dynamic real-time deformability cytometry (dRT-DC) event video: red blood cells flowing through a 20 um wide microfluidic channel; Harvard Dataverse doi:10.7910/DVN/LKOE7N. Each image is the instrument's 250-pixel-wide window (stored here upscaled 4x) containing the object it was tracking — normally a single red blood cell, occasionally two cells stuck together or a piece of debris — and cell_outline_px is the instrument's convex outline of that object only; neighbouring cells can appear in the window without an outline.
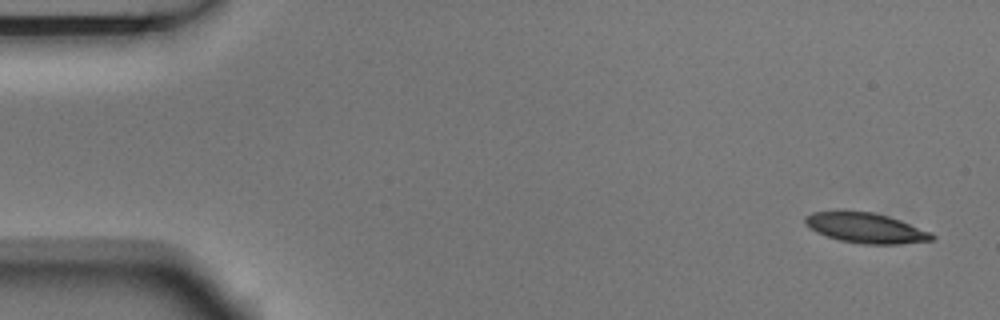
{"species": "Egyptian fruit bat (a non-hibernating species)", "species_latin": "Rousettus aegyptiacus", "temperature_condition": "room temperature", "stored_images_in_passage": 6, "camera_frame_rate_fps": 3000, "um_per_image_px": 0.085, "animal": {"sex": "male"}, "frame": {"image": 1, "passage_image": 1, "time_ms": 0.0, "image_size_px": [1000, 320], "cell_outline_px": [[936, 236], [932, 240], [900, 244], [860, 244], [840, 240], [816, 232], [804, 224], [804, 216], [812, 212], [872, 212], [888, 216], [900, 220], [932, 232]], "centroid_in_image_um": [73.61, 19.39], "position_along_channel_um": 11.4, "area_um2": 22.08}}
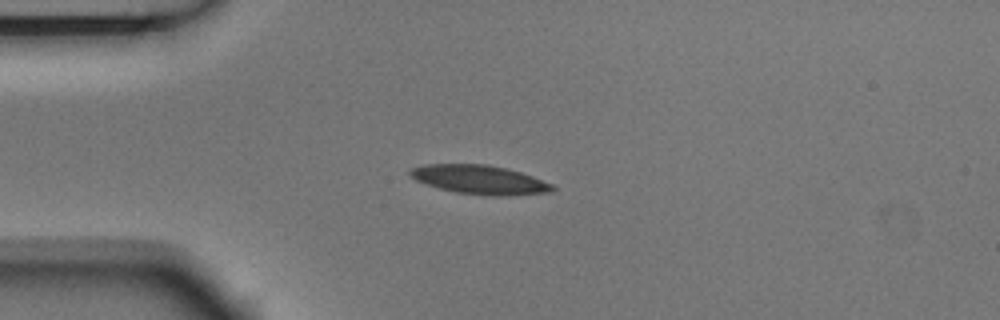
{"frame": {"image": 2, "passage_image": 4, "time_ms": 1.0, "image_size_px": [1000, 320], "cell_outline_px": [[556, 188], [552, 192], [508, 196], [492, 196], [456, 192], [440, 188], [416, 180], [408, 172], [408, 168], [424, 164], [488, 164], [520, 172], [532, 176], [552, 184]], "centroid_in_image_um": [40.78, 15.27], "position_along_channel_um": 44.2, "area_um2": 23.99}}
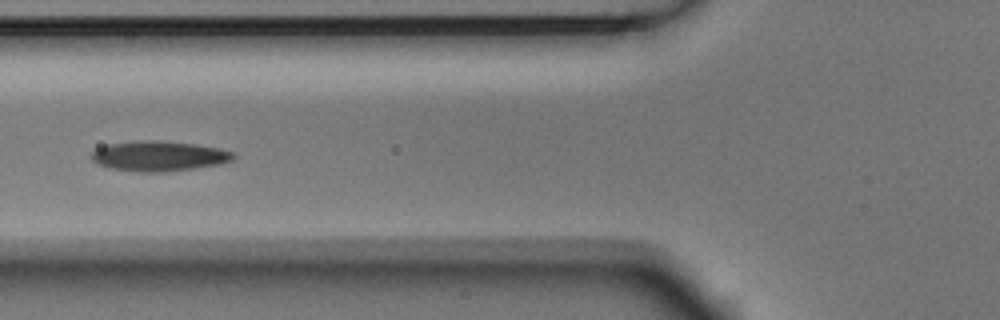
{"frame": {"image": 3, "passage_image": 6, "time_ms": 1.667, "image_size_px": [1000, 320], "cell_outline_px": [[236, 156], [232, 160], [220, 164], [164, 172], [140, 172], [112, 168], [100, 164], [92, 160], [88, 156], [96, 148], [108, 144], [140, 140], [160, 140], [196, 144], [220, 148], [236, 152]], "centroid_in_image_um": [13.52, 13.25], "position_along_channel_um": 112.3, "area_um2": 25.03}}